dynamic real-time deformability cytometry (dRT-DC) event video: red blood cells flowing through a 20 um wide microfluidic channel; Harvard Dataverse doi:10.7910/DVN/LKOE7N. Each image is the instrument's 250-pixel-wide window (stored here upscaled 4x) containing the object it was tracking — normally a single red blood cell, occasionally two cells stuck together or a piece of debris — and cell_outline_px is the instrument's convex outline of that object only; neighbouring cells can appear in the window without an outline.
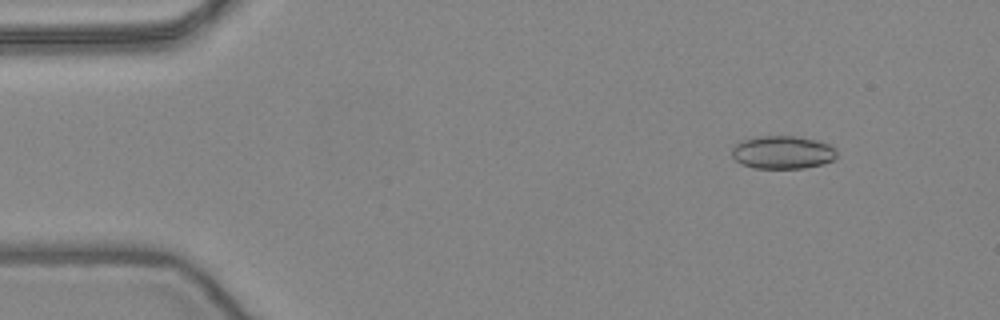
{"species": "common noctule bat (a hibernating species)", "species_latin": "Nyctalus noctula", "temperature_condition": "warm", "stored_images_in_passage": 52, "camera_frame_rate_fps": 3000, "um_per_image_px": 0.085, "animal": {"sex": "female", "body_mass_g": 24.6, "forearm_length_mm": 56.2}, "frame": {"image": 1, "passage_image": 6, "time_ms": 1.667, "image_size_px": [1000, 320], "cell_outline_px": [[836, 156], [832, 160], [824, 164], [804, 168], [752, 168], [740, 164], [732, 156], [732, 148], [736, 144], [744, 140], [760, 136], [796, 136], [816, 140], [828, 144], [836, 148]], "centroid_in_image_um": [66.52, 12.96], "position_along_channel_um": 18.5, "area_um2": 20.23}}
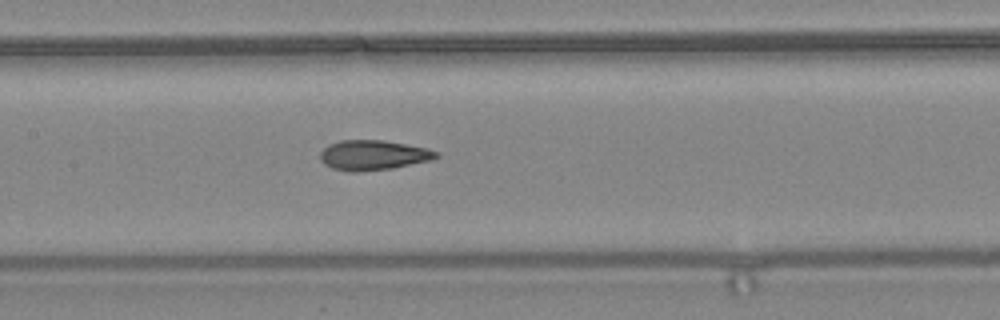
{"frame": {"image": 2, "passage_image": 25, "time_ms": 8.0, "image_size_px": [1000, 320], "cell_outline_px": [[440, 156], [432, 160], [392, 168], [352, 172], [332, 168], [324, 164], [320, 160], [320, 152], [328, 144], [340, 140], [384, 140], [428, 148], [440, 152]], "centroid_in_image_um": [31.74, 13.18], "position_along_channel_um": 175.7, "area_um2": 20.35}}
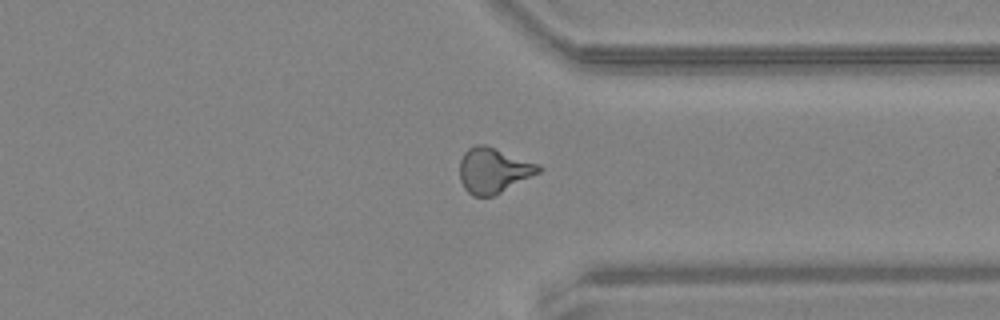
{"frame": {"image": 3, "passage_image": 40, "time_ms": 13.0, "image_size_px": [1000, 320], "cell_outline_px": [[544, 168], [540, 172], [492, 196], [472, 196], [464, 188], [460, 180], [460, 160], [464, 152], [468, 148], [476, 144], [484, 144], [540, 164]], "centroid_in_image_um": [41.94, 14.47], "position_along_channel_um": 369.5, "area_um2": 20.75}, "authors_computed_cell_mechanics": {"area_um2": 20.1722, "velocity_mm_per_s": 3.9231, "shape_relaxation_time_tau1_ms": 9.034, "shape_relaxation_time_tau2_ms": 1.7995, "deformation_change_tau1": 0.2385, "deformation_change_tau2": 0.0821}}